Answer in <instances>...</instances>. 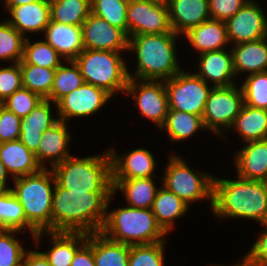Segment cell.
I'll list each match as a JSON object with an SVG mask.
<instances>
[{"mask_svg": "<svg viewBox=\"0 0 267 266\" xmlns=\"http://www.w3.org/2000/svg\"><path fill=\"white\" fill-rule=\"evenodd\" d=\"M113 192L70 191L54 186L51 231L100 232Z\"/></svg>", "mask_w": 267, "mask_h": 266, "instance_id": "cell-1", "label": "cell"}, {"mask_svg": "<svg viewBox=\"0 0 267 266\" xmlns=\"http://www.w3.org/2000/svg\"><path fill=\"white\" fill-rule=\"evenodd\" d=\"M218 179L212 183L211 205L218 218H246L267 223V182Z\"/></svg>", "mask_w": 267, "mask_h": 266, "instance_id": "cell-2", "label": "cell"}, {"mask_svg": "<svg viewBox=\"0 0 267 266\" xmlns=\"http://www.w3.org/2000/svg\"><path fill=\"white\" fill-rule=\"evenodd\" d=\"M173 31L162 34H144L128 38V50L136 52L137 68L129 78L140 80H167L175 76L181 67L176 56Z\"/></svg>", "mask_w": 267, "mask_h": 266, "instance_id": "cell-3", "label": "cell"}, {"mask_svg": "<svg viewBox=\"0 0 267 266\" xmlns=\"http://www.w3.org/2000/svg\"><path fill=\"white\" fill-rule=\"evenodd\" d=\"M51 170L61 188L70 191L113 192L108 149L100 155L85 158L71 156Z\"/></svg>", "mask_w": 267, "mask_h": 266, "instance_id": "cell-4", "label": "cell"}, {"mask_svg": "<svg viewBox=\"0 0 267 266\" xmlns=\"http://www.w3.org/2000/svg\"><path fill=\"white\" fill-rule=\"evenodd\" d=\"M100 232L109 239L128 245L165 241L166 233L157 224L151 209L125 206L106 212Z\"/></svg>", "mask_w": 267, "mask_h": 266, "instance_id": "cell-5", "label": "cell"}, {"mask_svg": "<svg viewBox=\"0 0 267 266\" xmlns=\"http://www.w3.org/2000/svg\"><path fill=\"white\" fill-rule=\"evenodd\" d=\"M47 169L42 168L37 173L15 178V187H11L12 193L23 206L26 221L37 232L51 231V209L56 180L53 171Z\"/></svg>", "mask_w": 267, "mask_h": 266, "instance_id": "cell-6", "label": "cell"}, {"mask_svg": "<svg viewBox=\"0 0 267 266\" xmlns=\"http://www.w3.org/2000/svg\"><path fill=\"white\" fill-rule=\"evenodd\" d=\"M85 83L104 89L112 97L125 93L128 68L120 52L84 49L75 59Z\"/></svg>", "mask_w": 267, "mask_h": 266, "instance_id": "cell-7", "label": "cell"}, {"mask_svg": "<svg viewBox=\"0 0 267 266\" xmlns=\"http://www.w3.org/2000/svg\"><path fill=\"white\" fill-rule=\"evenodd\" d=\"M162 186L175 193L188 205L202 199L210 200L213 176L192 170L178 155H169Z\"/></svg>", "mask_w": 267, "mask_h": 266, "instance_id": "cell-8", "label": "cell"}, {"mask_svg": "<svg viewBox=\"0 0 267 266\" xmlns=\"http://www.w3.org/2000/svg\"><path fill=\"white\" fill-rule=\"evenodd\" d=\"M169 109L203 116L206 100L213 88L196 74L183 69L170 79L164 80Z\"/></svg>", "mask_w": 267, "mask_h": 266, "instance_id": "cell-9", "label": "cell"}, {"mask_svg": "<svg viewBox=\"0 0 267 266\" xmlns=\"http://www.w3.org/2000/svg\"><path fill=\"white\" fill-rule=\"evenodd\" d=\"M244 104L242 88L236 85L213 87L208 95L203 111L205 130H211L221 136V128L232 127Z\"/></svg>", "mask_w": 267, "mask_h": 266, "instance_id": "cell-10", "label": "cell"}, {"mask_svg": "<svg viewBox=\"0 0 267 266\" xmlns=\"http://www.w3.org/2000/svg\"><path fill=\"white\" fill-rule=\"evenodd\" d=\"M128 37L171 32L165 0H140L127 8Z\"/></svg>", "mask_w": 267, "mask_h": 266, "instance_id": "cell-11", "label": "cell"}, {"mask_svg": "<svg viewBox=\"0 0 267 266\" xmlns=\"http://www.w3.org/2000/svg\"><path fill=\"white\" fill-rule=\"evenodd\" d=\"M139 81V82H138ZM129 78L125 93L136 100L142 117L161 128L168 113V95L163 80H138ZM137 82V83H136Z\"/></svg>", "mask_w": 267, "mask_h": 266, "instance_id": "cell-12", "label": "cell"}, {"mask_svg": "<svg viewBox=\"0 0 267 266\" xmlns=\"http://www.w3.org/2000/svg\"><path fill=\"white\" fill-rule=\"evenodd\" d=\"M112 96L104 89L84 83L62 97L55 105L58 119L67 123L71 117H87L99 111Z\"/></svg>", "mask_w": 267, "mask_h": 266, "instance_id": "cell-13", "label": "cell"}, {"mask_svg": "<svg viewBox=\"0 0 267 266\" xmlns=\"http://www.w3.org/2000/svg\"><path fill=\"white\" fill-rule=\"evenodd\" d=\"M225 24L229 43L234 45L267 37L266 15L253 0H248Z\"/></svg>", "mask_w": 267, "mask_h": 266, "instance_id": "cell-14", "label": "cell"}, {"mask_svg": "<svg viewBox=\"0 0 267 266\" xmlns=\"http://www.w3.org/2000/svg\"><path fill=\"white\" fill-rule=\"evenodd\" d=\"M81 28L85 49L128 51V35L92 13L82 23Z\"/></svg>", "mask_w": 267, "mask_h": 266, "instance_id": "cell-15", "label": "cell"}, {"mask_svg": "<svg viewBox=\"0 0 267 266\" xmlns=\"http://www.w3.org/2000/svg\"><path fill=\"white\" fill-rule=\"evenodd\" d=\"M111 157L112 180L154 177L155 159L147 149L138 148L129 153L118 155L112 148Z\"/></svg>", "mask_w": 267, "mask_h": 266, "instance_id": "cell-16", "label": "cell"}, {"mask_svg": "<svg viewBox=\"0 0 267 266\" xmlns=\"http://www.w3.org/2000/svg\"><path fill=\"white\" fill-rule=\"evenodd\" d=\"M171 30L180 35L210 19L208 0H165Z\"/></svg>", "mask_w": 267, "mask_h": 266, "instance_id": "cell-17", "label": "cell"}, {"mask_svg": "<svg viewBox=\"0 0 267 266\" xmlns=\"http://www.w3.org/2000/svg\"><path fill=\"white\" fill-rule=\"evenodd\" d=\"M199 71L195 73L206 83L210 81L212 87H227L235 85L232 79L236 77L233 67L231 49L210 51L199 54ZM233 77V78H232Z\"/></svg>", "mask_w": 267, "mask_h": 266, "instance_id": "cell-18", "label": "cell"}, {"mask_svg": "<svg viewBox=\"0 0 267 266\" xmlns=\"http://www.w3.org/2000/svg\"><path fill=\"white\" fill-rule=\"evenodd\" d=\"M68 122L58 120L48 130L42 133V139L39 142L38 151L35 153L36 159L42 168L44 161L51 162V169L71 157L68 146L71 135L68 131Z\"/></svg>", "mask_w": 267, "mask_h": 266, "instance_id": "cell-19", "label": "cell"}, {"mask_svg": "<svg viewBox=\"0 0 267 266\" xmlns=\"http://www.w3.org/2000/svg\"><path fill=\"white\" fill-rule=\"evenodd\" d=\"M43 234L51 237V248L46 252H41L51 266H71L76 251L88 239V234L83 232L42 231L33 237L36 247Z\"/></svg>", "mask_w": 267, "mask_h": 266, "instance_id": "cell-20", "label": "cell"}, {"mask_svg": "<svg viewBox=\"0 0 267 266\" xmlns=\"http://www.w3.org/2000/svg\"><path fill=\"white\" fill-rule=\"evenodd\" d=\"M43 33L45 41L65 61L75 60L85 49L81 25H67L50 19Z\"/></svg>", "mask_w": 267, "mask_h": 266, "instance_id": "cell-21", "label": "cell"}, {"mask_svg": "<svg viewBox=\"0 0 267 266\" xmlns=\"http://www.w3.org/2000/svg\"><path fill=\"white\" fill-rule=\"evenodd\" d=\"M51 100H41L34 109L21 119L19 140L34 154L38 151L42 133L59 119L52 117Z\"/></svg>", "mask_w": 267, "mask_h": 266, "instance_id": "cell-22", "label": "cell"}, {"mask_svg": "<svg viewBox=\"0 0 267 266\" xmlns=\"http://www.w3.org/2000/svg\"><path fill=\"white\" fill-rule=\"evenodd\" d=\"M246 144L235 153L237 175L244 179L267 182V139Z\"/></svg>", "mask_w": 267, "mask_h": 266, "instance_id": "cell-23", "label": "cell"}, {"mask_svg": "<svg viewBox=\"0 0 267 266\" xmlns=\"http://www.w3.org/2000/svg\"><path fill=\"white\" fill-rule=\"evenodd\" d=\"M6 9L12 16L6 20L24 37L26 32H44L51 19L49 0L6 7Z\"/></svg>", "mask_w": 267, "mask_h": 266, "instance_id": "cell-24", "label": "cell"}, {"mask_svg": "<svg viewBox=\"0 0 267 266\" xmlns=\"http://www.w3.org/2000/svg\"><path fill=\"white\" fill-rule=\"evenodd\" d=\"M183 35L200 54L227 49L230 44L225 22L213 19L202 22Z\"/></svg>", "mask_w": 267, "mask_h": 266, "instance_id": "cell-25", "label": "cell"}, {"mask_svg": "<svg viewBox=\"0 0 267 266\" xmlns=\"http://www.w3.org/2000/svg\"><path fill=\"white\" fill-rule=\"evenodd\" d=\"M0 159L13 179L39 172L36 156L19 139L0 143Z\"/></svg>", "mask_w": 267, "mask_h": 266, "instance_id": "cell-26", "label": "cell"}, {"mask_svg": "<svg viewBox=\"0 0 267 266\" xmlns=\"http://www.w3.org/2000/svg\"><path fill=\"white\" fill-rule=\"evenodd\" d=\"M235 74L247 75L267 71V37L231 47Z\"/></svg>", "mask_w": 267, "mask_h": 266, "instance_id": "cell-27", "label": "cell"}, {"mask_svg": "<svg viewBox=\"0 0 267 266\" xmlns=\"http://www.w3.org/2000/svg\"><path fill=\"white\" fill-rule=\"evenodd\" d=\"M154 177L112 180L113 195L123 191L127 205L139 209H151L159 188L154 185Z\"/></svg>", "mask_w": 267, "mask_h": 266, "instance_id": "cell-28", "label": "cell"}, {"mask_svg": "<svg viewBox=\"0 0 267 266\" xmlns=\"http://www.w3.org/2000/svg\"><path fill=\"white\" fill-rule=\"evenodd\" d=\"M189 205L175 193L165 187H159L151 210L155 215L157 224L168 234L173 229L174 221L186 214Z\"/></svg>", "mask_w": 267, "mask_h": 266, "instance_id": "cell-29", "label": "cell"}, {"mask_svg": "<svg viewBox=\"0 0 267 266\" xmlns=\"http://www.w3.org/2000/svg\"><path fill=\"white\" fill-rule=\"evenodd\" d=\"M232 128L244 143L267 139V110L243 104Z\"/></svg>", "mask_w": 267, "mask_h": 266, "instance_id": "cell-30", "label": "cell"}, {"mask_svg": "<svg viewBox=\"0 0 267 266\" xmlns=\"http://www.w3.org/2000/svg\"><path fill=\"white\" fill-rule=\"evenodd\" d=\"M131 245L113 241L101 232L93 233L95 266H129Z\"/></svg>", "mask_w": 267, "mask_h": 266, "instance_id": "cell-31", "label": "cell"}, {"mask_svg": "<svg viewBox=\"0 0 267 266\" xmlns=\"http://www.w3.org/2000/svg\"><path fill=\"white\" fill-rule=\"evenodd\" d=\"M160 129L168 133L171 141H183L205 127L202 116L168 109L165 123Z\"/></svg>", "mask_w": 267, "mask_h": 266, "instance_id": "cell-32", "label": "cell"}, {"mask_svg": "<svg viewBox=\"0 0 267 266\" xmlns=\"http://www.w3.org/2000/svg\"><path fill=\"white\" fill-rule=\"evenodd\" d=\"M52 21L82 25L91 14V0H49Z\"/></svg>", "mask_w": 267, "mask_h": 266, "instance_id": "cell-33", "label": "cell"}, {"mask_svg": "<svg viewBox=\"0 0 267 266\" xmlns=\"http://www.w3.org/2000/svg\"><path fill=\"white\" fill-rule=\"evenodd\" d=\"M29 229L32 237L38 232L26 221L23 206L11 190L0 193V229Z\"/></svg>", "mask_w": 267, "mask_h": 266, "instance_id": "cell-34", "label": "cell"}, {"mask_svg": "<svg viewBox=\"0 0 267 266\" xmlns=\"http://www.w3.org/2000/svg\"><path fill=\"white\" fill-rule=\"evenodd\" d=\"M19 64L23 88L38 94L42 99H47L53 86L56 68L39 67L28 63Z\"/></svg>", "mask_w": 267, "mask_h": 266, "instance_id": "cell-35", "label": "cell"}, {"mask_svg": "<svg viewBox=\"0 0 267 266\" xmlns=\"http://www.w3.org/2000/svg\"><path fill=\"white\" fill-rule=\"evenodd\" d=\"M71 66H64L63 63L56 68L53 86L48 100L55 105L62 97L79 88L85 83L81 70L75 60L66 61Z\"/></svg>", "mask_w": 267, "mask_h": 266, "instance_id": "cell-36", "label": "cell"}, {"mask_svg": "<svg viewBox=\"0 0 267 266\" xmlns=\"http://www.w3.org/2000/svg\"><path fill=\"white\" fill-rule=\"evenodd\" d=\"M61 56L45 40L31 43L25 38L23 57L19 63L38 65L39 67L58 68L62 64Z\"/></svg>", "mask_w": 267, "mask_h": 266, "instance_id": "cell-37", "label": "cell"}, {"mask_svg": "<svg viewBox=\"0 0 267 266\" xmlns=\"http://www.w3.org/2000/svg\"><path fill=\"white\" fill-rule=\"evenodd\" d=\"M128 4L123 0H91V13L112 26L122 29L128 35Z\"/></svg>", "mask_w": 267, "mask_h": 266, "instance_id": "cell-38", "label": "cell"}, {"mask_svg": "<svg viewBox=\"0 0 267 266\" xmlns=\"http://www.w3.org/2000/svg\"><path fill=\"white\" fill-rule=\"evenodd\" d=\"M25 38L7 20L0 22V60L18 63L23 57Z\"/></svg>", "mask_w": 267, "mask_h": 266, "instance_id": "cell-39", "label": "cell"}, {"mask_svg": "<svg viewBox=\"0 0 267 266\" xmlns=\"http://www.w3.org/2000/svg\"><path fill=\"white\" fill-rule=\"evenodd\" d=\"M241 88L244 104L267 110V71L246 76Z\"/></svg>", "mask_w": 267, "mask_h": 266, "instance_id": "cell-40", "label": "cell"}, {"mask_svg": "<svg viewBox=\"0 0 267 266\" xmlns=\"http://www.w3.org/2000/svg\"><path fill=\"white\" fill-rule=\"evenodd\" d=\"M165 242L131 245L129 266H164Z\"/></svg>", "mask_w": 267, "mask_h": 266, "instance_id": "cell-41", "label": "cell"}, {"mask_svg": "<svg viewBox=\"0 0 267 266\" xmlns=\"http://www.w3.org/2000/svg\"><path fill=\"white\" fill-rule=\"evenodd\" d=\"M20 230L0 229V266H21L25 249L15 234Z\"/></svg>", "mask_w": 267, "mask_h": 266, "instance_id": "cell-42", "label": "cell"}, {"mask_svg": "<svg viewBox=\"0 0 267 266\" xmlns=\"http://www.w3.org/2000/svg\"><path fill=\"white\" fill-rule=\"evenodd\" d=\"M41 100L43 99L38 94L22 87L1 104L9 111L23 118L27 116Z\"/></svg>", "mask_w": 267, "mask_h": 266, "instance_id": "cell-43", "label": "cell"}, {"mask_svg": "<svg viewBox=\"0 0 267 266\" xmlns=\"http://www.w3.org/2000/svg\"><path fill=\"white\" fill-rule=\"evenodd\" d=\"M22 87L19 62L12 63L9 67H0V104Z\"/></svg>", "mask_w": 267, "mask_h": 266, "instance_id": "cell-44", "label": "cell"}, {"mask_svg": "<svg viewBox=\"0 0 267 266\" xmlns=\"http://www.w3.org/2000/svg\"><path fill=\"white\" fill-rule=\"evenodd\" d=\"M21 119L0 104V143L20 138Z\"/></svg>", "mask_w": 267, "mask_h": 266, "instance_id": "cell-45", "label": "cell"}, {"mask_svg": "<svg viewBox=\"0 0 267 266\" xmlns=\"http://www.w3.org/2000/svg\"><path fill=\"white\" fill-rule=\"evenodd\" d=\"M248 0H208L210 19L226 22L233 17Z\"/></svg>", "mask_w": 267, "mask_h": 266, "instance_id": "cell-46", "label": "cell"}, {"mask_svg": "<svg viewBox=\"0 0 267 266\" xmlns=\"http://www.w3.org/2000/svg\"><path fill=\"white\" fill-rule=\"evenodd\" d=\"M262 226L264 231L259 234L258 239L244 257L255 265L267 266V223Z\"/></svg>", "mask_w": 267, "mask_h": 266, "instance_id": "cell-47", "label": "cell"}, {"mask_svg": "<svg viewBox=\"0 0 267 266\" xmlns=\"http://www.w3.org/2000/svg\"><path fill=\"white\" fill-rule=\"evenodd\" d=\"M71 266H95L93 233L88 234L87 241L76 251Z\"/></svg>", "mask_w": 267, "mask_h": 266, "instance_id": "cell-48", "label": "cell"}, {"mask_svg": "<svg viewBox=\"0 0 267 266\" xmlns=\"http://www.w3.org/2000/svg\"><path fill=\"white\" fill-rule=\"evenodd\" d=\"M22 266H51L48 260L44 257V255L38 251H28L25 252Z\"/></svg>", "mask_w": 267, "mask_h": 266, "instance_id": "cell-49", "label": "cell"}, {"mask_svg": "<svg viewBox=\"0 0 267 266\" xmlns=\"http://www.w3.org/2000/svg\"><path fill=\"white\" fill-rule=\"evenodd\" d=\"M8 176V172L0 159V193L11 190L10 187H6V180Z\"/></svg>", "mask_w": 267, "mask_h": 266, "instance_id": "cell-50", "label": "cell"}, {"mask_svg": "<svg viewBox=\"0 0 267 266\" xmlns=\"http://www.w3.org/2000/svg\"><path fill=\"white\" fill-rule=\"evenodd\" d=\"M40 0H5V7L20 6L23 4H29Z\"/></svg>", "mask_w": 267, "mask_h": 266, "instance_id": "cell-51", "label": "cell"}, {"mask_svg": "<svg viewBox=\"0 0 267 266\" xmlns=\"http://www.w3.org/2000/svg\"><path fill=\"white\" fill-rule=\"evenodd\" d=\"M212 266V265H211ZM213 266H222V265H213ZM224 266V265H223ZM231 266V265H230ZM233 266H258V265H255L254 263H251L249 262L244 256H243V259L241 260V262H238L236 265L234 264Z\"/></svg>", "mask_w": 267, "mask_h": 266, "instance_id": "cell-52", "label": "cell"}, {"mask_svg": "<svg viewBox=\"0 0 267 266\" xmlns=\"http://www.w3.org/2000/svg\"><path fill=\"white\" fill-rule=\"evenodd\" d=\"M123 1H125L127 4H129V3H134V2H137L140 0H123Z\"/></svg>", "mask_w": 267, "mask_h": 266, "instance_id": "cell-53", "label": "cell"}]
</instances>
